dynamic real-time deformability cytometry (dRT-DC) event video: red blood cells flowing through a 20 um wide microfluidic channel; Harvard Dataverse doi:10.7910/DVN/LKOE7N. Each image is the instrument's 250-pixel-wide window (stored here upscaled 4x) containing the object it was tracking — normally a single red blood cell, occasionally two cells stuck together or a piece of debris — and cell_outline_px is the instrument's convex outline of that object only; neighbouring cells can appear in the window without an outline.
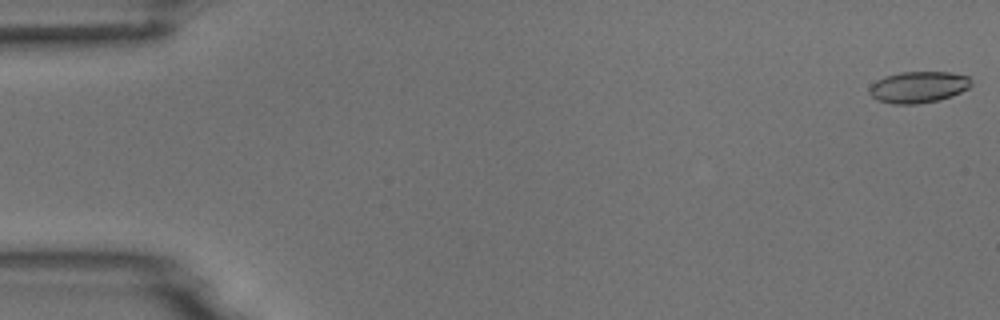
{"species": "common noctule bat (a hibernating species)", "species_latin": "Nyctalus noctula", "temperature_condition": "room temperature", "stored_images_in_passage": 7, "camera_frame_rate_fps": 3000, "um_per_image_px": 0.085, "animal": {"sex": "male", "body_mass_g": 18.8}, "frame": {"image": 1, "passage_image": 1, "time_ms": 0.0, "image_size_px": [1000, 320], "cell_outline_px": [[972, 84], [968, 88], [952, 96], [936, 100], [916, 104], [892, 104], [876, 100], [868, 92], [868, 88], [876, 80], [884, 76], [900, 72], [952, 72], [968, 76], [972, 80]], "centroid_in_image_um": [78.04, 7.39], "position_along_channel_um": 7.0, "area_um2": 18.79}}
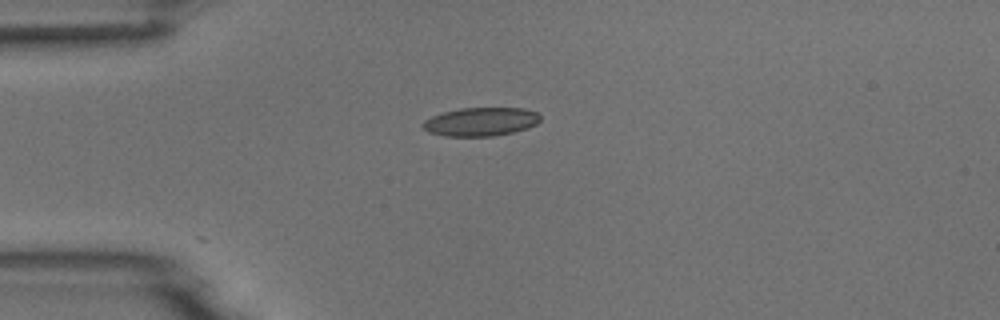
{"frame": {"image": 2, "passage_image": 5, "time_ms": 4.333, "image_size_px": [1000, 320], "cell_outline_px": [[540, 120], [536, 124], [528, 128], [512, 132], [492, 136], [444, 136], [428, 132], [420, 124], [424, 120], [432, 116], [444, 112], [460, 108], [524, 108], [536, 112], [540, 116]], "centroid_in_image_um": [40.85, 10.34], "position_along_channel_um": 44.2, "area_um2": 19.54}}
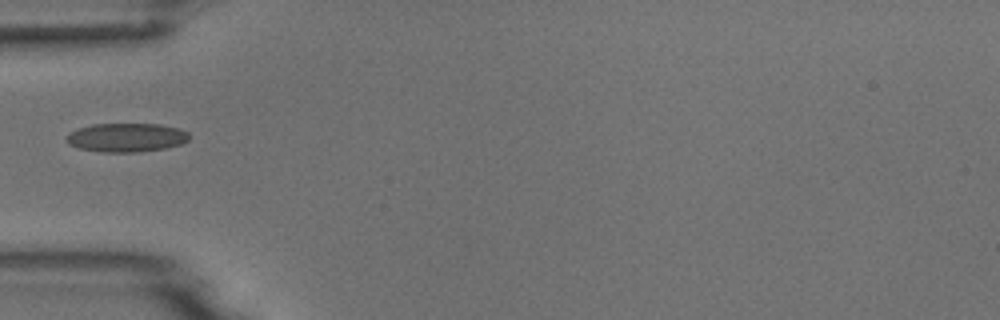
{"frame": {"image": 3, "passage_image": 6, "time_ms": 5.667, "image_size_px": [1000, 320], "cell_outline_px": [[188, 140], [180, 144], [164, 148], [140, 152], [100, 152], [80, 148], [68, 144], [64, 140], [64, 136], [68, 132], [92, 124], [160, 124], [180, 128], [188, 132]], "centroid_in_image_um": [10.7, 11.68], "position_along_channel_um": 74.3, "area_um2": 20.75}}